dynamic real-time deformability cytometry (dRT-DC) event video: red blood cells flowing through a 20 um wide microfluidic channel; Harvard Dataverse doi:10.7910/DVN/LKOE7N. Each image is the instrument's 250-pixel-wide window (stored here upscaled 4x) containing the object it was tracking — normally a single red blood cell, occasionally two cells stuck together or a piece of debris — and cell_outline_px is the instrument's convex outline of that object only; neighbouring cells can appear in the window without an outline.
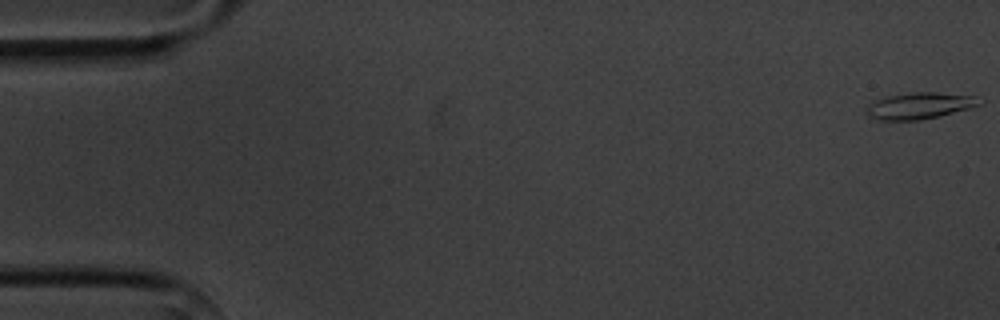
{"species": "common noctule bat (a hibernating species)", "species_latin": "Nyctalus noctula", "temperature_condition": "cold", "stored_images_in_passage": 6, "camera_frame_rate_fps": 3000, "um_per_image_px": 0.085, "animal": {"sex": "male", "body_mass_g": 20.1, "forearm_length_mm": 53.5}, "frame": {"image": 1, "passage_image": 1, "time_ms": 0.0, "image_size_px": [1000, 320], "cell_outline_px": [[984, 100], [980, 104], [968, 108], [940, 116], [920, 120], [880, 120], [868, 116], [864, 108], [868, 104], [876, 100], [888, 96], [912, 92], [936, 92], [976, 96]], "centroid_in_image_um": [78.15, 8.98], "position_along_channel_um": 6.8, "area_um2": 17.46}}
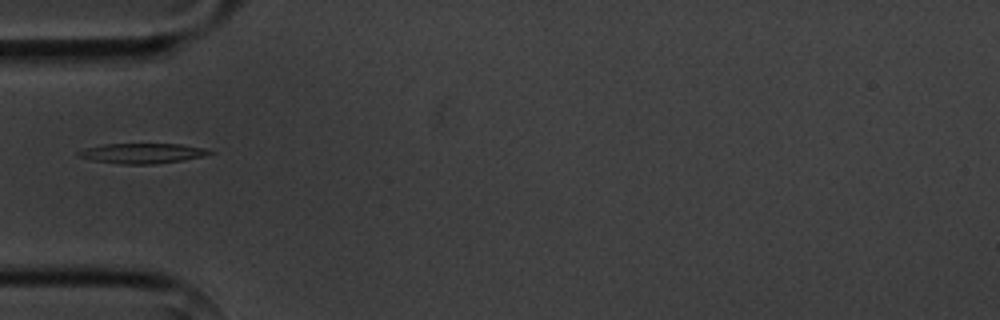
{"frame": {"image": 2, "passage_image": 6, "time_ms": 5.667, "image_size_px": [1000, 320], "cell_outline_px": [[216, 152], [204, 156], [184, 160], [152, 164], [120, 164], [92, 160], [76, 156], [76, 152], [84, 148], [104, 144], [180, 144], [204, 148]], "centroid_in_image_um": [12.07, 13.03], "position_along_channel_um": 72.9, "area_um2": 15.43}}